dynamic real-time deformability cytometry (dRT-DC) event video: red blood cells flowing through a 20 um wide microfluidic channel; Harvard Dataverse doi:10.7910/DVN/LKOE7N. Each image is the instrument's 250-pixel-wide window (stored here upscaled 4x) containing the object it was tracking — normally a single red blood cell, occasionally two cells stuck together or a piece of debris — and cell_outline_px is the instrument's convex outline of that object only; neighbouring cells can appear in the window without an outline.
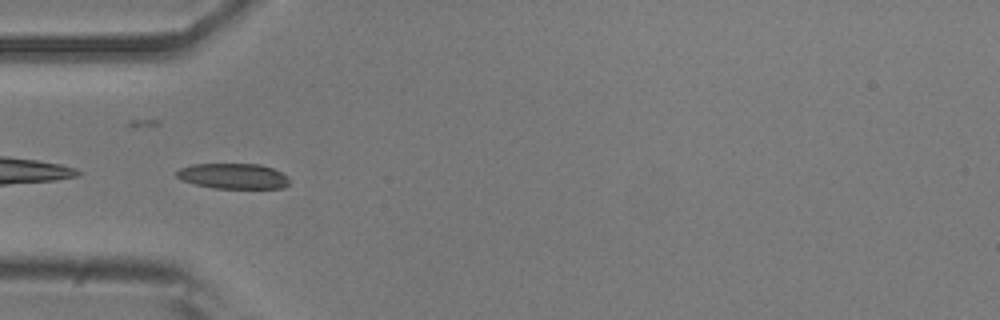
{"species": "common noctule bat (a hibernating species)", "species_latin": "Nyctalus noctula", "temperature_condition": "room temperature", "stored_images_in_passage": 38, "camera_frame_rate_fps": 3000, "um_per_image_px": 0.085, "animal": {"sex": "male", "body_mass_g": 20.5, "forearm_length_mm": 52.5}, "frame": {"image": 1, "passage_image": 1, "time_ms": 0.0, "image_size_px": [1000, 320], "cell_outline_px": [[292, 184], [284, 188], [212, 188], [180, 180], [176, 176], [176, 172], [180, 168], [192, 164], [260, 164], [272, 168], [288, 176]], "centroid_in_image_um": [19.85, 14.97], "position_along_channel_um": 65.1, "area_um2": 16.88}}
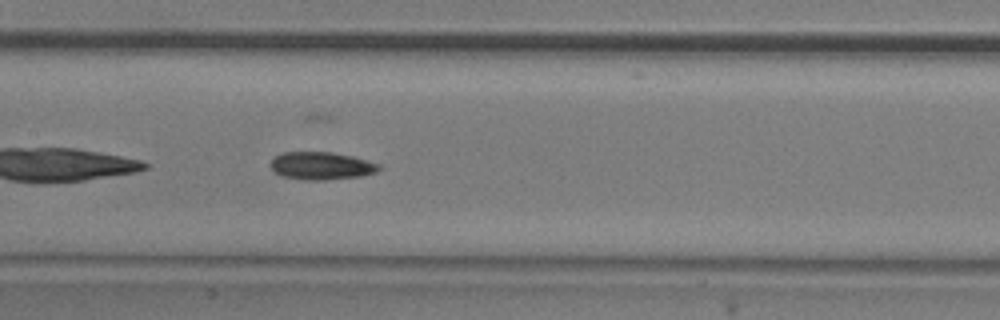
{"frame": {"image": 2, "passage_image": 10, "time_ms": 3.0, "image_size_px": [1000, 320], "cell_outline_px": [[384, 168], [376, 172], [360, 176], [324, 180], [304, 180], [280, 176], [272, 168], [272, 160], [276, 156], [284, 152], [332, 152], [352, 156], [380, 164]], "centroid_in_image_um": [27.35, 14.1], "position_along_channel_um": 180.0, "area_um2": 17.46}}
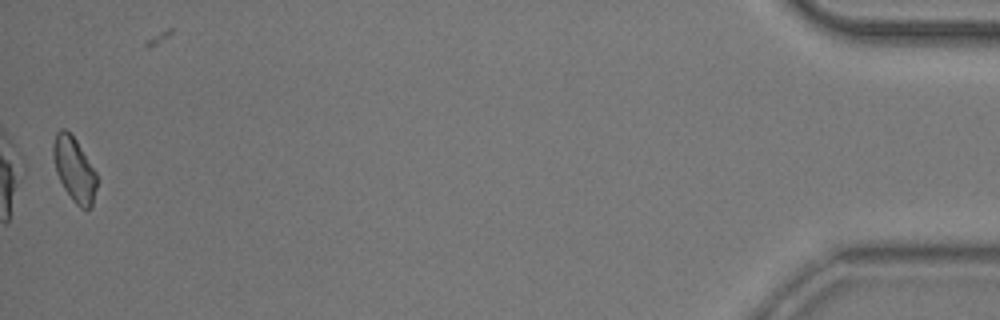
{"frame": {"image": 3, "passage_image": 37, "time_ms": 12.0, "image_size_px": [1000, 320], "cell_outline_px": [[96, 188], [92, 208], [80, 208], [72, 200], [64, 188], [56, 172], [52, 156], [52, 144], [56, 132], [60, 128], [64, 128], [76, 140], [96, 172]], "centroid_in_image_um": [6.29, 14.39], "position_along_channel_um": 428.9, "area_um2": 16.3}, "authors_computed_cell_mechanics": {"area_um2": 16.9643, "velocity_mm_per_s": 3.8248, "shape_relaxation_time_tau1_ms": 4.5696, "shape_relaxation_time_tau2_ms": 3.4863, "deformation_change_tau1": 0.098, "deformation_change_tau2": 0.1089}}